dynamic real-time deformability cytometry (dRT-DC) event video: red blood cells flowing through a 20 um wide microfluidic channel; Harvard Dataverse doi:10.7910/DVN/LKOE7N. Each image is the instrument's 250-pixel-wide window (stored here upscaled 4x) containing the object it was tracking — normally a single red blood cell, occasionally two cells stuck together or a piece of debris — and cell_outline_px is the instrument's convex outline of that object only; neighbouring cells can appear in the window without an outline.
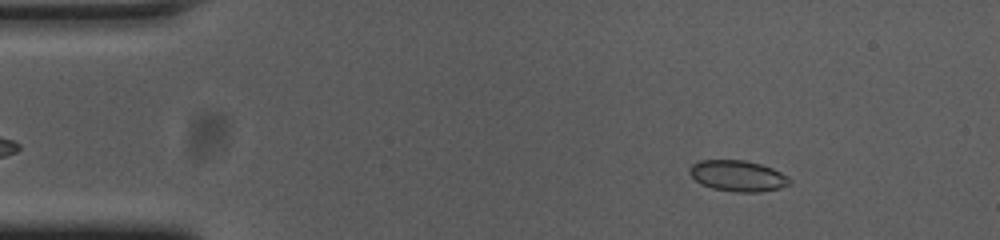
{"species": "common noctule bat (a hibernating species)", "species_latin": "Nyctalus noctula", "temperature_condition": "cold", "stored_images_in_passage": 54, "camera_frame_rate_fps": 3000, "um_per_image_px": 0.085, "animal": {"sex": "female", "body_mass_g": 23.0, "forearm_length_mm": 53.4}, "frame": {"image": 1, "passage_image": 6, "time_ms": 1.667, "image_size_px": [1000, 240], "cell_outline_px": [[792, 184], [780, 188], [760, 192], [736, 192], [712, 188], [700, 184], [688, 172], [688, 168], [692, 164], [700, 160], [744, 160], [760, 164], [772, 168], [788, 176], [792, 180]], "centroid_in_image_um": [62.72, 14.95], "position_along_channel_um": 22.3, "area_um2": 18.21}}
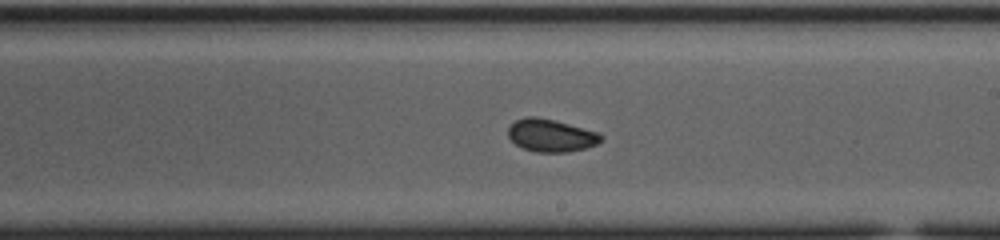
{"frame": {"image": 2, "passage_image": 30, "time_ms": 9.667, "image_size_px": [1000, 240], "cell_outline_px": [[604, 136], [596, 144], [584, 148], [568, 152], [536, 152], [524, 148], [516, 144], [508, 136], [508, 128], [516, 120], [528, 116], [536, 116], [568, 124], [596, 132]], "centroid_in_image_um": [46.8, 11.51], "position_along_channel_um": 242.2, "area_um2": 17.28}}
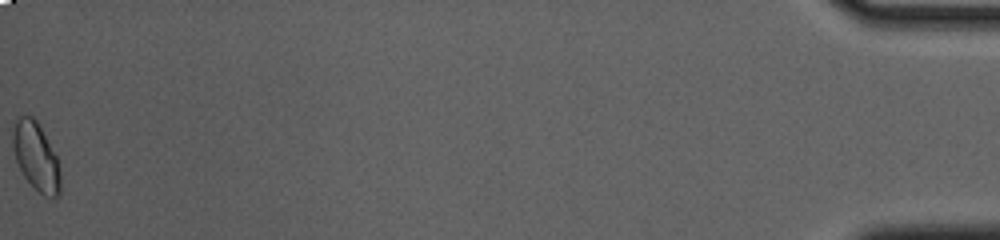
{"frame": {"image": 3, "passage_image": 54, "time_ms": 17.667, "image_size_px": [1000, 240], "cell_outline_px": [[60, 196], [44, 196], [24, 176], [16, 160], [12, 148], [12, 132], [16, 120], [20, 116], [32, 116], [36, 120], [56, 156], [60, 172]], "centroid_in_image_um": [3.05, 13.3], "position_along_channel_um": 432.2, "area_um2": 18.5}, "authors_computed_cell_mechanics": {"area_um2": 17.8024, "velocity_mm_per_s": 3.674, "shape_relaxation_time_tau1_ms": 3.9451, "shape_relaxation_time_tau2_ms": 1.447, "deformation_change_tau1": 0.0718, "deformation_change_tau2": 0.0451}}